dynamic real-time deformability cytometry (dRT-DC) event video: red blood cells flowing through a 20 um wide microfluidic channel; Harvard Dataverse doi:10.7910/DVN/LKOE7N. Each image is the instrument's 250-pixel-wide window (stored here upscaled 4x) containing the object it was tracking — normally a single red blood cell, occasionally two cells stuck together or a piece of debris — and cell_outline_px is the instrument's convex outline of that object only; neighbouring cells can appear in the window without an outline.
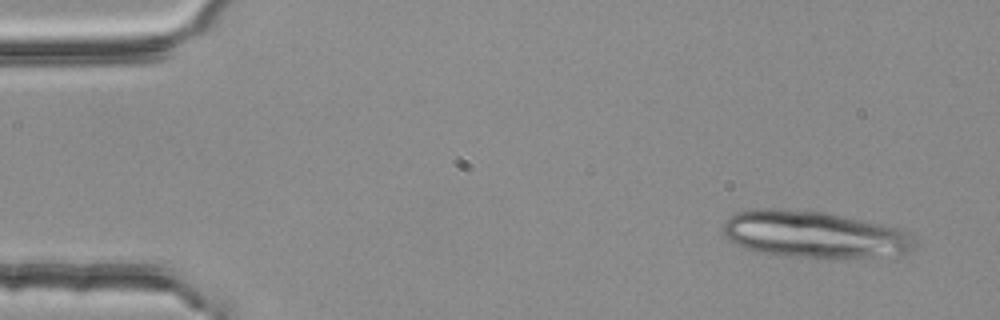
{"species": "common noctule bat (a hibernating species)", "species_latin": "Nyctalus noctula", "temperature_condition": "room temperature", "stored_images_in_passage": 4, "camera_frame_rate_fps": 3000, "um_per_image_px": 0.085, "animal": {"sex": "female", "body_mass_g": 25.1}, "frame": {"image": 1, "passage_image": 1, "time_ms": 0.0, "image_size_px": [1000, 320], "cell_outline_px": [[916, 244], [912, 252], [872, 256], [804, 256], [760, 252], [748, 248], [724, 236], [724, 220], [736, 212], [756, 208], [776, 208], [824, 212], [884, 224], [900, 228], [912, 232], [916, 240]], "centroid_in_image_um": [69.26, 19.88], "position_along_channel_um": 15.7, "area_um2": 51.38}}